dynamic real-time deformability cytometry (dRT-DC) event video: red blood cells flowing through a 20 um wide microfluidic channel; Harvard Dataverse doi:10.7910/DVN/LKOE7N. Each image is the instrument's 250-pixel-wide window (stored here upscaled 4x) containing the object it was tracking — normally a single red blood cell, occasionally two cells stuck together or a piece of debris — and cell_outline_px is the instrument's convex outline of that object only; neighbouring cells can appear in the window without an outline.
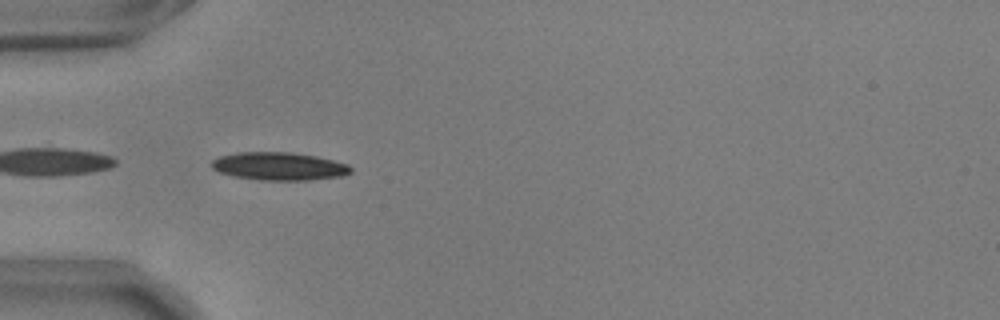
{"species": "common noctule bat (a hibernating species)", "species_latin": "Nyctalus noctula", "temperature_condition": "warm", "stored_images_in_passage": 38, "camera_frame_rate_fps": 3000, "um_per_image_px": 0.085, "animal": {"sex": "male", "body_mass_g": 17.9, "forearm_length_mm": 54.2}, "frame": {"image": 1, "passage_image": 1, "time_ms": 0.0, "image_size_px": [1000, 320], "cell_outline_px": [[352, 172], [344, 176], [308, 180], [260, 180], [232, 176], [220, 172], [212, 168], [212, 160], [220, 156], [236, 152], [292, 152], [316, 156], [348, 164], [352, 168]], "centroid_in_image_um": [23.74, 14.13], "position_along_channel_um": 61.3, "area_um2": 22.77}}
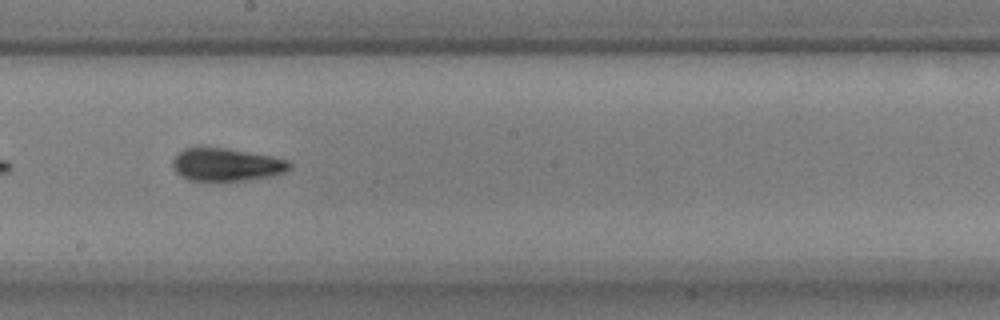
{"frame": {"image": 2, "passage_image": 15, "time_ms": 4.667, "image_size_px": [1000, 320], "cell_outline_px": [[292, 168], [284, 172], [272, 176], [248, 180], [188, 180], [180, 176], [172, 168], [172, 160], [176, 152], [184, 148], [228, 148], [272, 156], [288, 160], [292, 164]], "centroid_in_image_um": [19.24, 13.99], "position_along_channel_um": 229.0, "area_um2": 22.54}}
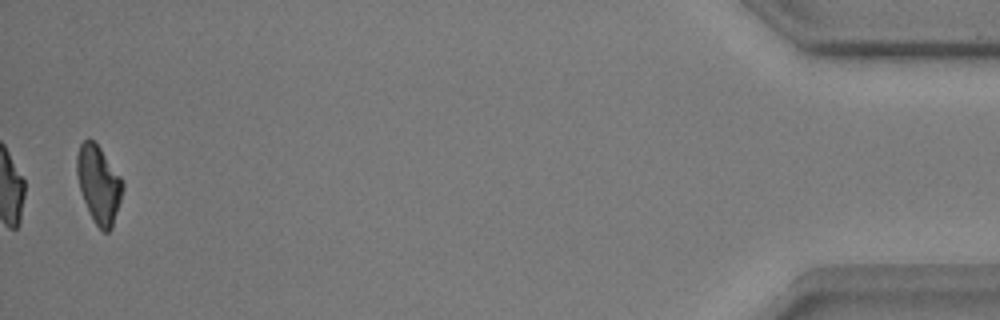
{"frame": {"image": 3, "passage_image": 38, "time_ms": 12.333, "image_size_px": [1000, 320], "cell_outline_px": [[124, 188], [112, 228], [108, 232], [104, 232], [96, 224], [84, 200], [80, 188], [76, 172], [76, 156], [80, 144], [88, 136], [100, 148], [120, 176], [124, 184]], "centroid_in_image_um": [8.39, 15.64], "position_along_channel_um": 426.8, "area_um2": 20.4}, "authors_computed_cell_mechanics": {"area_um2": 22.2241, "velocity_mm_per_s": 3.6538, "shape_relaxation_time_tau1_ms": 6.0769, "shape_relaxation_time_tau2_ms": 3.4437, "deformation_change_tau1": 0.2005, "deformation_change_tau2": 0.075}}